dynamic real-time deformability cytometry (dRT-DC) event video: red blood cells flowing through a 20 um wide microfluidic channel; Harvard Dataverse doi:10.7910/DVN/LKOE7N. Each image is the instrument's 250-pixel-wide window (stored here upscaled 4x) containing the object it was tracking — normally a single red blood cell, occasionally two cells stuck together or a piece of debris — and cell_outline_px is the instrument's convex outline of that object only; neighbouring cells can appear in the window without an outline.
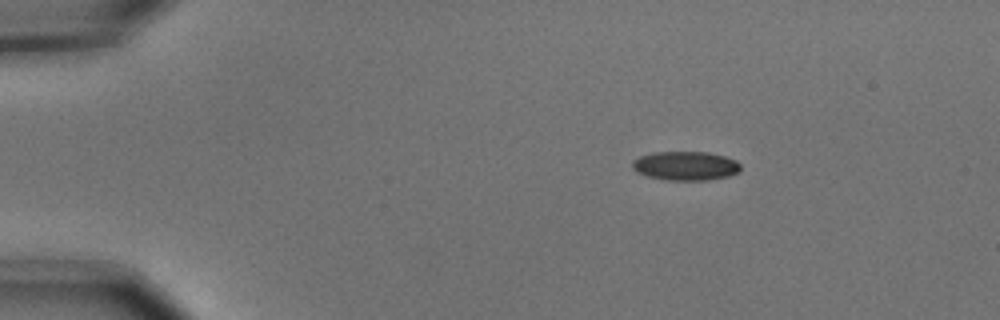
{"species": "common noctule bat (a hibernating species)", "species_latin": "Nyctalus noctula", "temperature_condition": "cold", "stored_images_in_passage": 4, "segment_of_instrument_passage": [1, 2], "camera_frame_rate_fps": 3000, "um_per_image_px": 0.085, "animal": {"sex": "male", "body_mass_g": 15.6}, "frame": {"image": 1, "passage_image": 1, "time_ms": 0.0, "image_size_px": [1000, 320], "cell_outline_px": [[740, 172], [728, 176], [708, 180], [664, 180], [644, 176], [636, 172], [632, 168], [632, 160], [640, 156], [652, 152], [708, 152], [724, 156], [736, 160], [740, 164]], "centroid_in_image_um": [58.24, 14.1], "position_along_channel_um": 26.8, "area_um2": 18.55}}